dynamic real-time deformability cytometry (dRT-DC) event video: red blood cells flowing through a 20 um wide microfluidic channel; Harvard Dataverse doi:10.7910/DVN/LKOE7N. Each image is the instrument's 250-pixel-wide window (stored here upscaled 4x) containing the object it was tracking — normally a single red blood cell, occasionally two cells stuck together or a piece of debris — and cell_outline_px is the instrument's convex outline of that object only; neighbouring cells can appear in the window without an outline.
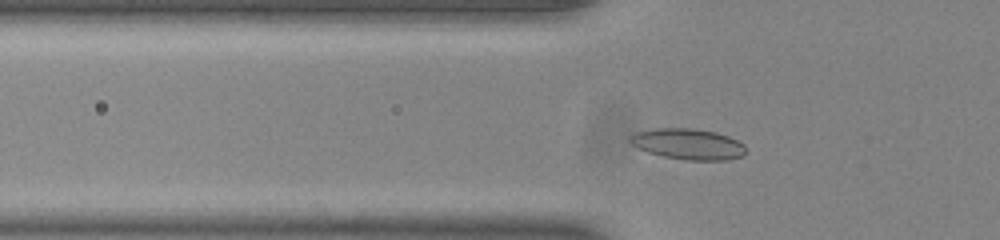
{"species": "common noctule bat (a hibernating species)", "species_latin": "Nyctalus noctula", "temperature_condition": "room temperature", "stored_images_in_passage": 45, "camera_frame_rate_fps": 3000, "um_per_image_px": 0.085, "animal": {"sex": "male", "body_mass_g": 20.0, "forearm_length_mm": 53.3}, "frame": {"image": 1, "passage_image": 9, "time_ms": 2.667, "image_size_px": [1000, 240], "cell_outline_px": [[748, 152], [740, 156], [728, 160], [688, 160], [664, 156], [648, 152], [632, 144], [628, 140], [636, 132], [656, 128], [692, 128], [716, 132], [728, 136], [744, 144]], "centroid_in_image_um": [58.53, 12.24], "position_along_channel_um": 67.3, "area_um2": 20.69}}
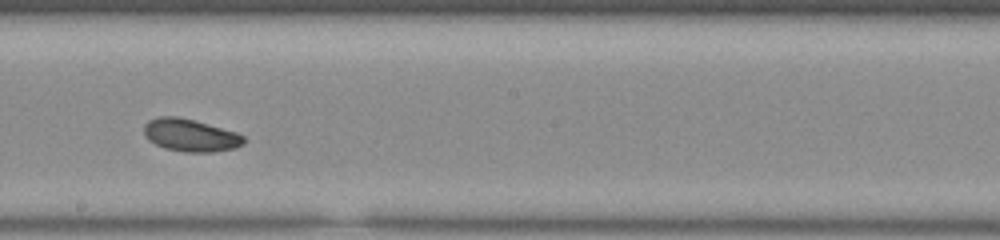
{"frame": {"image": 2, "passage_image": 22, "time_ms": 7.0, "image_size_px": [1000, 240], "cell_outline_px": [[244, 144], [236, 148], [212, 152], [184, 152], [164, 148], [148, 140], [144, 136], [144, 124], [148, 120], [160, 116], [176, 116], [192, 120], [236, 132], [244, 136]], "centroid_in_image_um": [16.16, 11.5], "position_along_channel_um": 232.0, "area_um2": 18.9}}
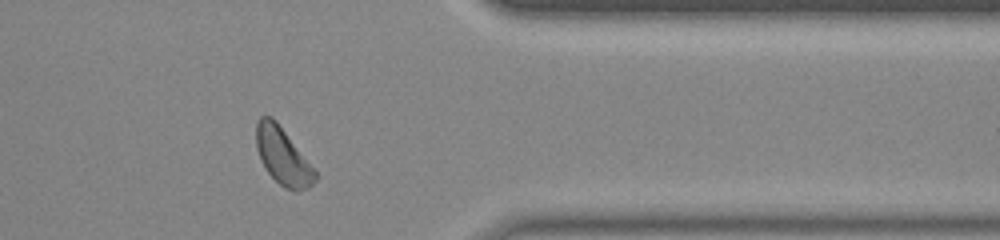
{"frame": {"image": 3, "passage_image": 35, "time_ms": 11.333, "image_size_px": [1000, 240], "cell_outline_px": [[316, 180], [308, 188], [284, 188], [264, 168], [260, 160], [256, 148], [256, 120], [260, 116], [272, 116], [276, 120], [316, 172]], "centroid_in_image_um": [23.98, 13.22], "position_along_channel_um": 387.4, "area_um2": 19.07}}